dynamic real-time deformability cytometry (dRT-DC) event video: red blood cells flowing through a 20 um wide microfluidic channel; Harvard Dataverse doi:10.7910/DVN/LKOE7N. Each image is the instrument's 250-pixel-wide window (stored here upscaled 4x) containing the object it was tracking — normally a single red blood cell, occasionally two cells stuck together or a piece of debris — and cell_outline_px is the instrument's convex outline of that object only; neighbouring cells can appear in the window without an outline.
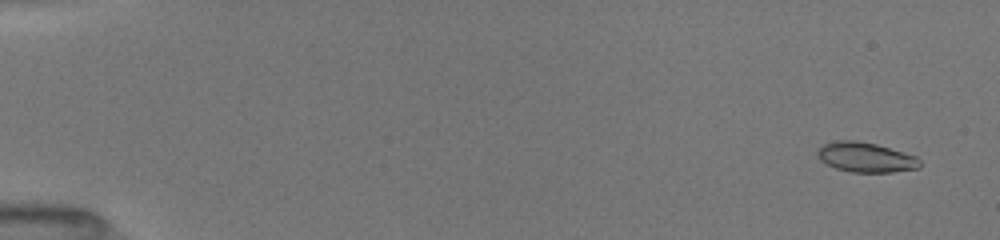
{"species": "common noctule bat (a hibernating species)", "species_latin": "Nyctalus noctula", "temperature_condition": "room temperature", "stored_images_in_passage": 9, "camera_frame_rate_fps": 3000, "um_per_image_px": 0.085, "animal": {"sex": "female", "body_mass_g": 19.5, "forearm_length_mm": 54.1}, "frame": {"image": 1, "passage_image": 2, "time_ms": 0.667, "image_size_px": [1000, 240], "cell_outline_px": [[920, 168], [892, 172], [852, 172], [836, 168], [820, 160], [816, 156], [816, 152], [824, 144], [836, 140], [856, 140], [876, 144], [916, 156], [920, 160]], "centroid_in_image_um": [73.58, 13.37], "position_along_channel_um": 11.4, "area_um2": 17.74}}